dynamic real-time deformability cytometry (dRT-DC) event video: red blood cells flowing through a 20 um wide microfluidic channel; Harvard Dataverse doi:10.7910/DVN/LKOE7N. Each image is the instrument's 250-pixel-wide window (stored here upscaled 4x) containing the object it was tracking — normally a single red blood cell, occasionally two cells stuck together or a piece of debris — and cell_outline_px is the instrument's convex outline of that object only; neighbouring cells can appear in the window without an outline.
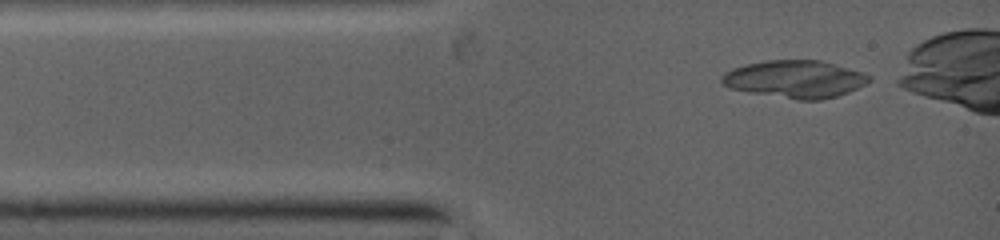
{"species": "common noctule bat (a hibernating species)", "species_latin": "Nyctalus noctula", "temperature_condition": "warm", "stored_images_in_passage": 3, "camera_frame_rate_fps": 5000, "um_per_image_px": 0.085, "animal": {"sex": "female", "body_mass_g": 19.0, "forearm_length_mm": 53.3}, "frame": {"image": 1, "passage_image": 1, "time_ms": 0.0, "image_size_px": [1000, 240], "cell_outline_px": [[872, 80], [848, 92], [836, 96], [820, 100], [796, 100], [748, 92], [732, 88], [724, 84], [720, 80], [720, 76], [724, 72], [732, 68], [748, 64], [768, 60], [820, 60], [864, 72], [872, 76]], "centroid_in_image_um": [67.59, 6.72], "position_along_channel_um": 17.4, "area_um2": 32.19}}